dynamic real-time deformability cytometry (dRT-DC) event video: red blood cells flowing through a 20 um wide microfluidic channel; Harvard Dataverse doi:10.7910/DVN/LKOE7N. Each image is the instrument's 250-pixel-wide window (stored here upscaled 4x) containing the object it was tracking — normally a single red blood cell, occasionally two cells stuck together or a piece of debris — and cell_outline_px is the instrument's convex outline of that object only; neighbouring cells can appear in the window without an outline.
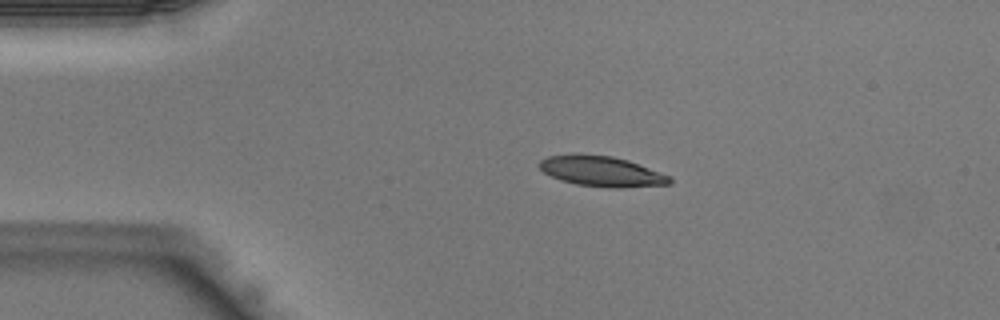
{"species": "Egyptian fruit bat (a non-hibernating species)", "species_latin": "Rousettus aegyptiacus", "temperature_condition": "warm", "stored_images_in_passage": 30, "camera_frame_rate_fps": 3000, "um_per_image_px": 0.085, "animal": {"sex": "male"}, "frame": {"image": 1, "passage_image": 1, "time_ms": 0.0, "image_size_px": [1000, 320], "cell_outline_px": [[672, 184], [620, 188], [608, 188], [576, 184], [560, 180], [544, 172], [536, 164], [540, 160], [548, 156], [580, 152], [612, 156], [628, 160], [672, 176]], "centroid_in_image_um": [51.13, 14.54], "position_along_channel_um": 33.9, "area_um2": 23.58}}
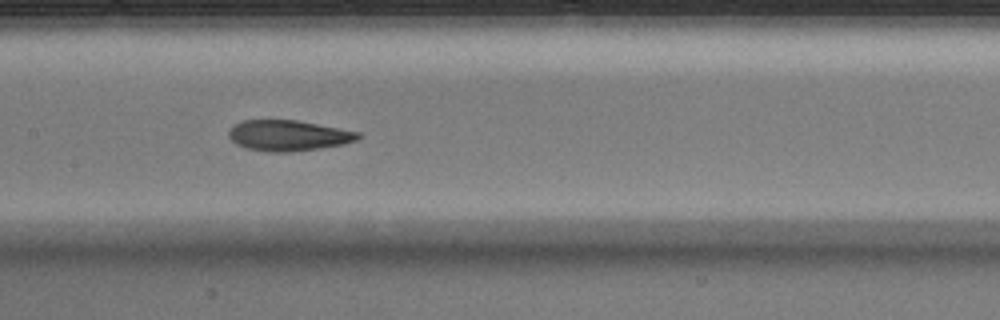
{"frame": {"image": 2, "passage_image": 13, "time_ms": 4.0, "image_size_px": [1000, 320], "cell_outline_px": [[360, 136], [356, 140], [344, 144], [320, 148], [292, 152], [268, 152], [244, 148], [236, 144], [228, 136], [228, 132], [240, 120], [296, 120], [360, 132]], "centroid_in_image_um": [24.48, 11.53], "position_along_channel_um": 182.9, "area_um2": 23.12}}
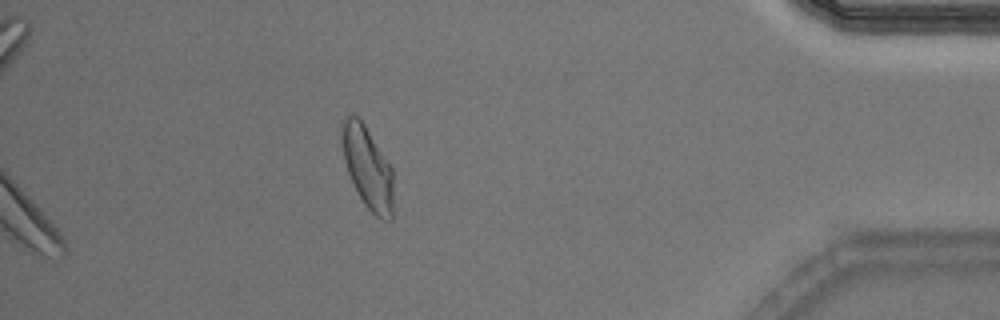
{"frame": {"image": 3, "passage_image": 30, "time_ms": 9.667, "image_size_px": [1000, 320], "cell_outline_px": [[392, 220], [384, 220], [376, 216], [364, 204], [348, 172], [344, 160], [340, 132], [344, 116], [356, 116], [364, 124], [392, 168]], "centroid_in_image_um": [31.23, 14.23], "position_along_channel_um": 404.0, "area_um2": 24.16}}